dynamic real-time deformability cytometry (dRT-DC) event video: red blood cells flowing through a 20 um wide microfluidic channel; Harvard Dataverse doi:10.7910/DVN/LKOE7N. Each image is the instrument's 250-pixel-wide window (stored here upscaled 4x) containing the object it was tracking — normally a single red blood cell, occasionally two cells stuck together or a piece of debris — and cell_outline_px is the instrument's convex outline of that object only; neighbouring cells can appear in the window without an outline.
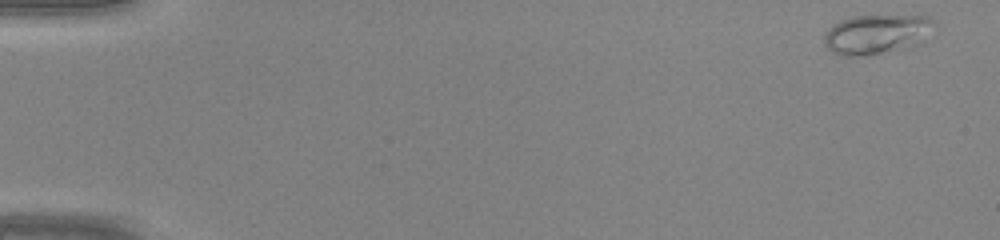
{"species": "common noctule bat (a hibernating species)", "species_latin": "Nyctalus noctula", "temperature_condition": "warm", "stored_images_in_passage": 45, "camera_frame_rate_fps": 3000, "um_per_image_px": 0.085, "animal": {"sex": "male", "body_mass_g": 20.0, "forearm_length_mm": 53.3}, "frame": {"image": 1, "passage_image": 1, "time_ms": 0.0, "image_size_px": [1000, 240], "cell_outline_px": [[936, 24], [920, 44], [912, 48], [864, 56], [840, 56], [832, 52], [824, 44], [824, 32], [832, 24], [840, 20], [852, 16], [928, 16]], "centroid_in_image_um": [74.49, 2.93], "position_along_channel_um": 10.5, "area_um2": 25.84}}
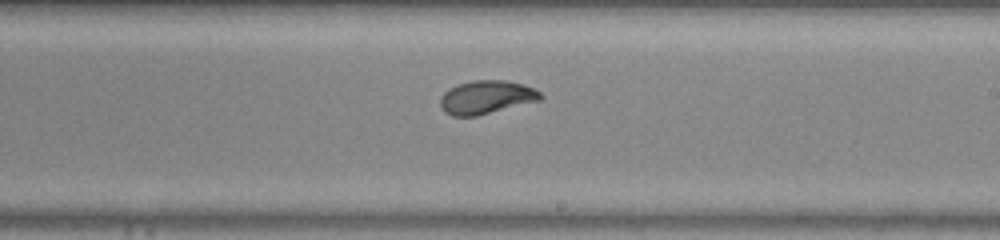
{"frame": {"image": 2, "passage_image": 27, "time_ms": 8.667, "image_size_px": [1000, 240], "cell_outline_px": [[544, 96], [540, 100], [476, 116], [452, 116], [444, 112], [440, 108], [440, 96], [448, 88], [456, 84], [472, 80], [504, 80], [520, 84], [532, 88], [540, 92]], "centroid_in_image_um": [41.28, 8.26], "position_along_channel_um": 247.7, "area_um2": 19.54}}
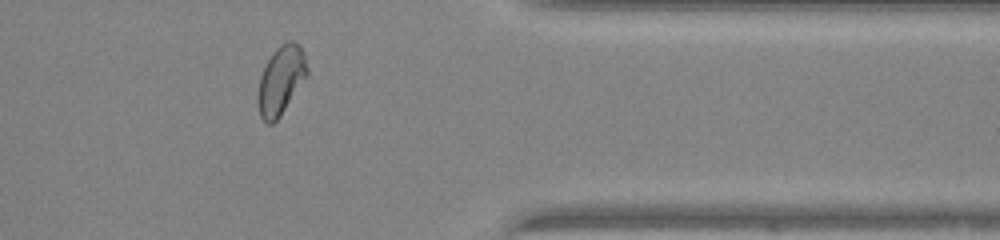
{"frame": {"image": 3, "passage_image": 37, "time_ms": 12.0, "image_size_px": [1000, 240], "cell_outline_px": [[308, 76], [280, 116], [272, 124], [268, 124], [260, 116], [256, 96], [260, 76], [272, 52], [280, 44], [288, 40], [292, 40], [300, 44], [308, 68]], "centroid_in_image_um": [23.88, 6.81], "position_along_channel_um": 387.5, "area_um2": 19.88}}